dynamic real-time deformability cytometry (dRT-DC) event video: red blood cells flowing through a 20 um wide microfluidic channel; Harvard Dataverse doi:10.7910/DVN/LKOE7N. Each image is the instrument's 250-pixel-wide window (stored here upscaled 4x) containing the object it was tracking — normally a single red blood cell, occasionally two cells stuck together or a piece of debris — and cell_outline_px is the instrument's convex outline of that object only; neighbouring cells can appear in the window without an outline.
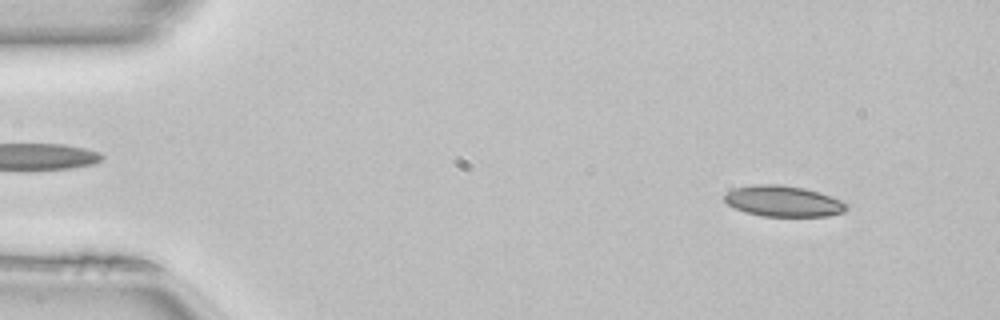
{"species": "common noctule bat (a hibernating species)", "species_latin": "Nyctalus noctula", "temperature_condition": "room temperature", "stored_images_in_passage": 49, "camera_frame_rate_fps": 3000, "um_per_image_px": 0.085, "animal": {"sex": "female", "body_mass_g": 22.7, "forearm_length_mm": 54.2}, "frame": {"image": 1, "passage_image": 5, "time_ms": 1.333, "image_size_px": [1000, 320], "cell_outline_px": [[848, 208], [844, 212], [828, 216], [764, 216], [744, 212], [728, 204], [724, 200], [724, 192], [732, 188], [752, 184], [780, 184], [804, 188], [820, 192], [844, 200], [848, 204]], "centroid_in_image_um": [66.59, 17.09], "position_along_channel_um": 18.4, "area_um2": 22.37}}
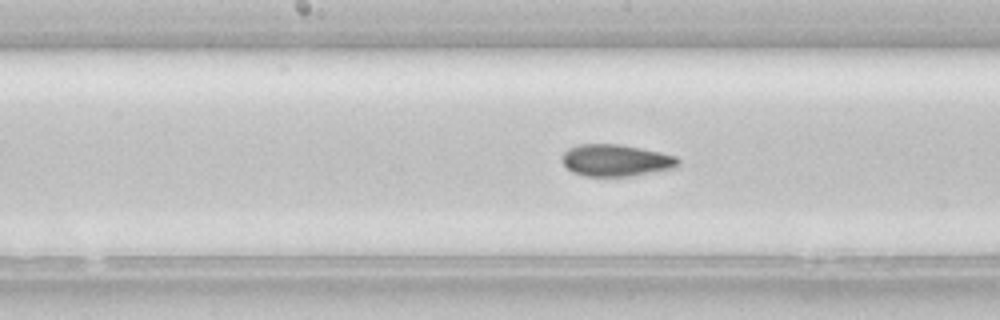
{"frame": {"image": 2, "passage_image": 25, "time_ms": 8.0, "image_size_px": [1000, 320], "cell_outline_px": [[680, 164], [676, 168], [628, 176], [584, 176], [572, 172], [560, 160], [560, 156], [568, 148], [580, 144], [620, 144], [660, 152], [676, 156], [680, 160]], "centroid_in_image_um": [52.34, 13.63], "position_along_channel_um": 195.9, "area_um2": 21.68}}
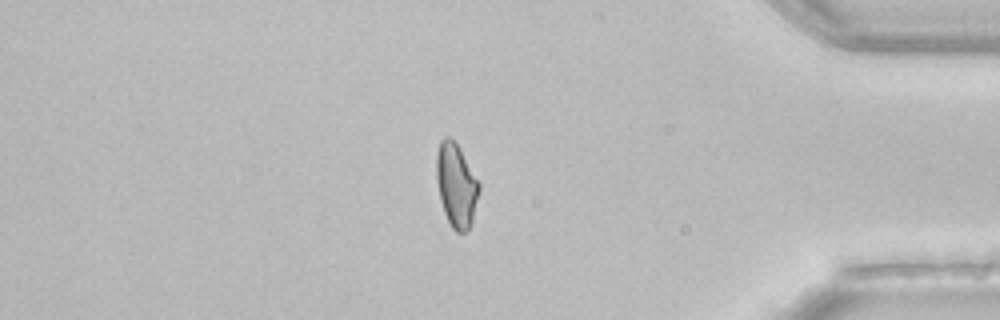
{"frame": {"image": 3, "passage_image": 42, "time_ms": 13.667, "image_size_px": [1000, 320], "cell_outline_px": [[480, 188], [472, 220], [468, 228], [464, 232], [456, 232], [452, 228], [444, 212], [440, 200], [436, 180], [436, 152], [440, 140], [444, 136], [448, 136], [456, 144], [480, 184]], "centroid_in_image_um": [38.75, 15.74], "position_along_channel_um": 396.5, "area_um2": 20.46}, "authors_computed_cell_mechanics": {"area_um2": 21.7328, "velocity_mm_per_s": 4.1229, "shape_relaxation_time_tau1_ms": null, "shape_relaxation_time_tau2_ms": 3.0519, "deformation_change_tau1": null, "deformation_change_tau2": 0.0735}}